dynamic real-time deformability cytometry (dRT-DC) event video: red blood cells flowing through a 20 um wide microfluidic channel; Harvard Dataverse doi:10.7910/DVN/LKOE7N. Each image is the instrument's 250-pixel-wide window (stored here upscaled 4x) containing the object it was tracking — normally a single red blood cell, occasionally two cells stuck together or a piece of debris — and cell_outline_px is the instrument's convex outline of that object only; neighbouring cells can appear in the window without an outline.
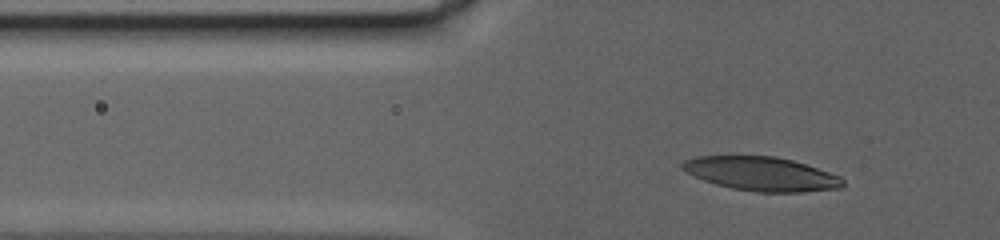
{"species": "human", "species_latin": "Homo sapiens", "temperature_condition": "warm", "stored_images_in_passage": 105, "camera_frame_rate_fps": 3000, "um_per_image_px": 0.085, "donor": {"sex": "female"}, "frame": {"image": 1, "passage_image": 25, "time_ms": 8.0, "image_size_px": [1000, 240], "cell_outline_px": [[844, 184], [840, 188], [804, 192], [756, 192], [732, 188], [716, 184], [704, 180], [684, 172], [680, 168], [680, 164], [684, 160], [696, 156], [772, 156], [792, 160], [840, 176], [844, 180]], "centroid_in_image_um": [64.67, 14.78], "position_along_channel_um": 61.1, "area_um2": 31.67}}
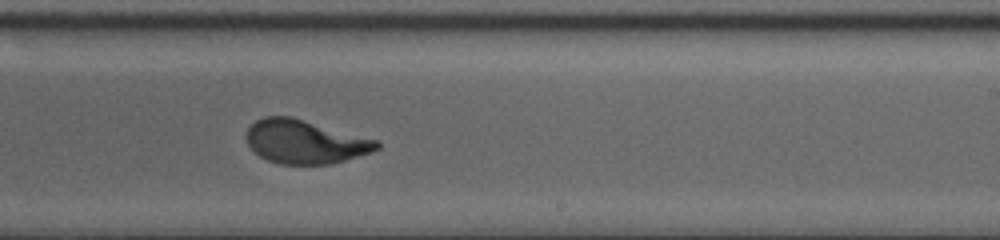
{"frame": {"image": 2, "passage_image": 66, "time_ms": 21.667, "image_size_px": [1000, 240], "cell_outline_px": [[380, 148], [372, 152], [344, 160], [328, 164], [280, 164], [268, 160], [260, 156], [248, 144], [248, 128], [256, 120], [264, 116], [292, 116], [380, 140]], "centroid_in_image_um": [25.98, 12.03], "position_along_channel_um": 263.0, "area_um2": 33.18}}
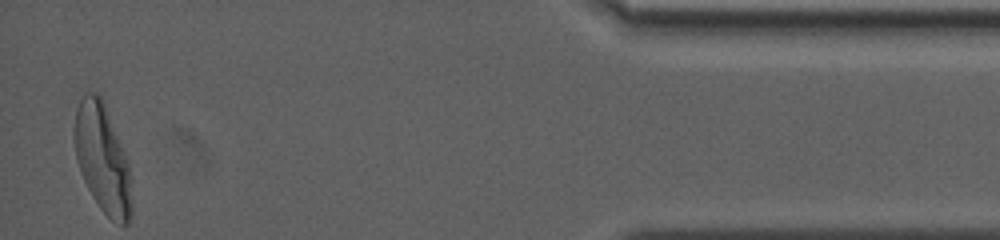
{"frame": {"image": 3, "passage_image": 105, "time_ms": 34.667, "image_size_px": [1000, 240], "cell_outline_px": [[132, 212], [128, 224], [120, 224], [112, 220], [100, 208], [92, 196], [80, 172], [76, 156], [72, 136], [72, 128], [76, 108], [84, 92], [96, 92], [100, 96], [104, 104], [128, 160], [132, 208]], "centroid_in_image_um": [8.68, 13.46], "position_along_channel_um": 426.5, "area_um2": 36.24}}